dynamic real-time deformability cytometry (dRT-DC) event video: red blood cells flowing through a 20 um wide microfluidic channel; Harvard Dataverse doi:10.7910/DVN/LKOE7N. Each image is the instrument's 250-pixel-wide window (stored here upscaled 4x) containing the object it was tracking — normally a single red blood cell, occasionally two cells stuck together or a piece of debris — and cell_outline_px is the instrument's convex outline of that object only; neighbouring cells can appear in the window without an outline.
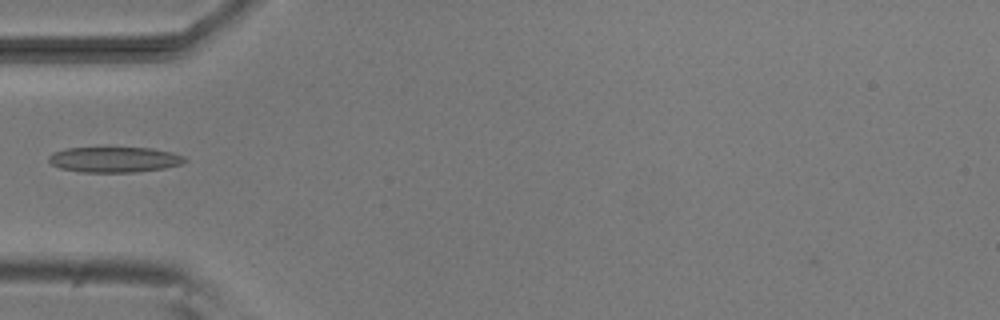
{"species": "common noctule bat (a hibernating species)", "species_latin": "Nyctalus noctula", "temperature_condition": "room temperature", "stored_images_in_passage": 6, "camera_frame_rate_fps": 3000, "um_per_image_px": 0.085, "animal": {"sex": "male", "body_mass_g": 20.5, "forearm_length_mm": 52.5}, "frame": {"image": 1, "passage_image": 4, "time_ms": 4.667, "image_size_px": [1000, 320], "cell_outline_px": [[188, 160], [180, 164], [164, 168], [136, 172], [80, 172], [60, 168], [52, 164], [48, 160], [48, 156], [52, 152], [64, 148], [104, 144], [152, 148], [172, 152], [184, 156]], "centroid_in_image_um": [9.67, 13.5], "position_along_channel_um": 75.3, "area_um2": 21.5}}
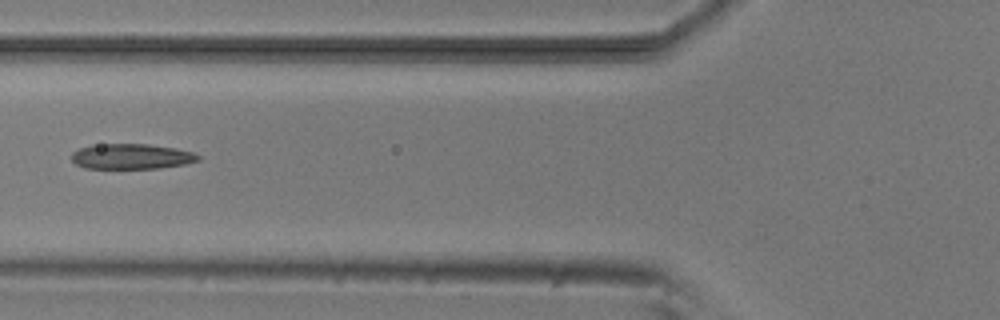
{"frame": {"image": 2, "passage_image": 5, "time_ms": 5.667, "image_size_px": [1000, 320], "cell_outline_px": [[200, 160], [184, 164], [160, 168], [84, 168], [76, 164], [72, 160], [72, 152], [80, 148], [92, 144], [148, 144], [176, 148], [192, 152], [200, 156]], "centroid_in_image_um": [11.16, 13.29], "position_along_channel_um": 114.6, "area_um2": 18.67}}
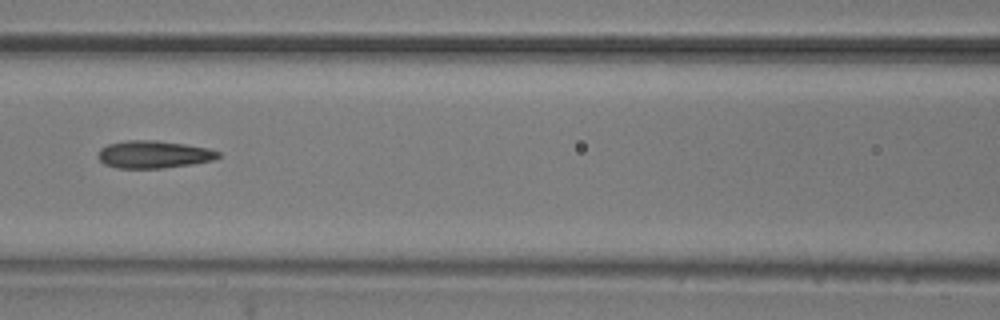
{"frame": {"image": 3, "passage_image": 6, "time_ms": 6.667, "image_size_px": [1000, 320], "cell_outline_px": [[220, 156], [212, 160], [192, 164], [164, 168], [116, 168], [104, 164], [100, 160], [100, 148], [108, 144], [128, 140], [156, 140], [184, 144], [208, 148], [220, 152]], "centroid_in_image_um": [13.07, 13.12], "position_along_channel_um": 153.5, "area_um2": 19.13}}